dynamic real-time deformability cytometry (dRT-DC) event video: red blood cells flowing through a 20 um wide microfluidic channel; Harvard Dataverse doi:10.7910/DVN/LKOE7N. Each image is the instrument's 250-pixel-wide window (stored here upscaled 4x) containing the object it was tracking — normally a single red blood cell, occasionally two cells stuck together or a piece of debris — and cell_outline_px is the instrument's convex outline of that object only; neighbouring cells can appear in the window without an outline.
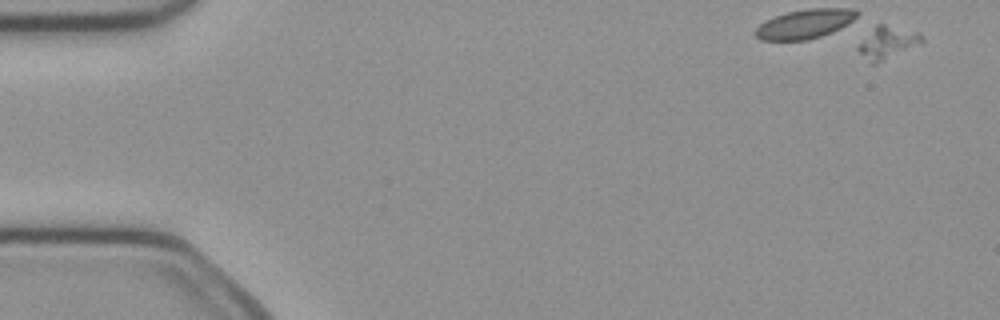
{"species": "common noctule bat (a hibernating species)", "species_latin": "Nyctalus noctula", "temperature_condition": "cold", "stored_images_in_passage": 23, "camera_frame_rate_fps": 3000, "um_per_image_px": 0.085, "animal": {"sex": "female", "body_mass_g": 21.9}, "frame": {"image": 1, "passage_image": 1, "time_ms": 0.0, "image_size_px": [1000, 320], "cell_outline_px": [[924, 44], [876, 64], [872, 64], [856, 48], [876, 24], [884, 24], [920, 32], [924, 36]], "centroid_in_image_um": [75.53, 3.62], "position_along_channel_um": 9.5, "area_um2": 12.2}}
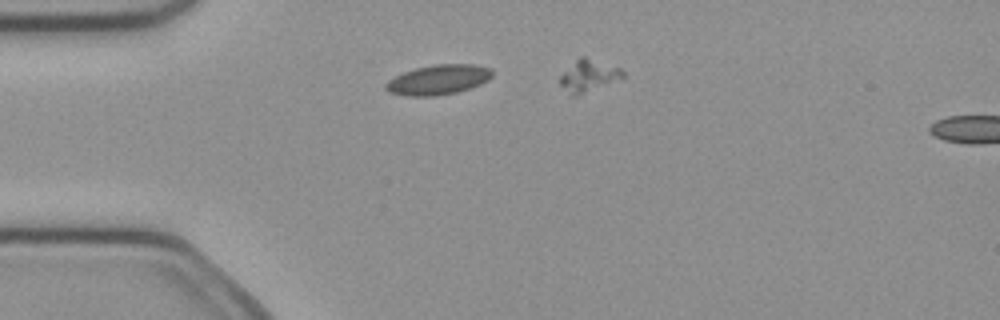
{"frame": {"image": 2, "passage_image": 10, "time_ms": 3.0, "image_size_px": [1000, 320], "cell_outline_px": [[492, 76], [488, 80], [480, 84], [456, 92], [436, 96], [404, 96], [388, 92], [384, 88], [384, 84], [388, 80], [404, 72], [416, 68], [436, 64], [472, 64], [492, 68]], "centroid_in_image_um": [37.23, 6.78], "position_along_channel_um": 47.8, "area_um2": 18.55}}